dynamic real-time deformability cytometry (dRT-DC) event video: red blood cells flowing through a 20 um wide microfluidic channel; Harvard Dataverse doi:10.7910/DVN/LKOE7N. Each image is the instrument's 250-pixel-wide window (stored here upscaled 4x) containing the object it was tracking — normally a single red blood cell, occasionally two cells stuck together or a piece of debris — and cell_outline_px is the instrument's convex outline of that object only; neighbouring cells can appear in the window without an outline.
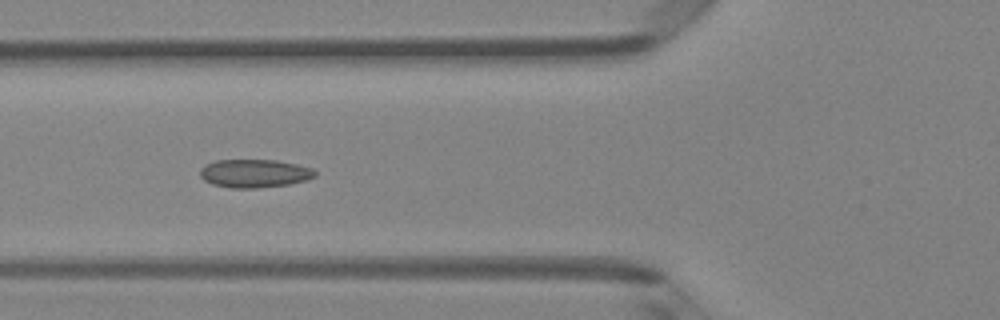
{"species": "Egyptian fruit bat (a non-hibernating species)", "species_latin": "Rousettus aegyptiacus", "temperature_condition": "room temperature", "stored_images_in_passage": 7, "camera_frame_rate_fps": 3000, "um_per_image_px": 0.085, "animal": {"sex": "female"}, "frame": {"image": 1, "passage_image": 6, "time_ms": 5.667, "image_size_px": [1000, 320], "cell_outline_px": [[316, 176], [308, 180], [288, 184], [256, 188], [228, 188], [212, 184], [204, 180], [200, 176], [200, 168], [204, 164], [216, 160], [276, 160], [296, 164], [312, 168], [316, 172]], "centroid_in_image_um": [21.61, 14.74], "position_along_channel_um": 104.2, "area_um2": 19.07}}
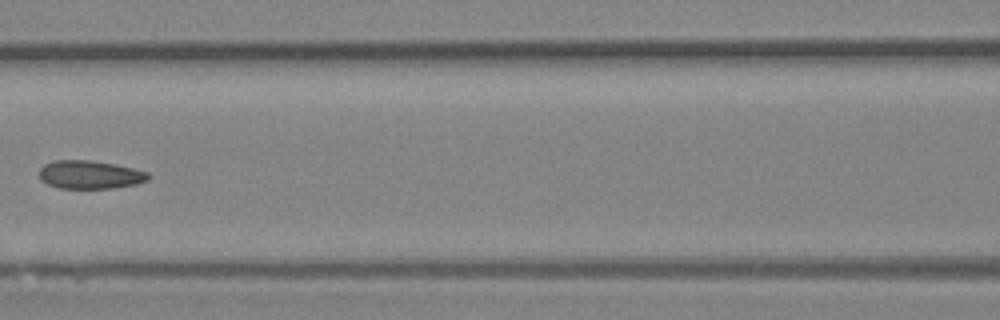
{"frame": {"image": 2, "passage_image": 7, "time_ms": 7.0, "image_size_px": [1000, 320], "cell_outline_px": [[152, 176], [148, 180], [136, 184], [112, 188], [60, 188], [48, 184], [40, 176], [40, 168], [44, 164], [56, 160], [88, 160], [116, 164], [148, 172]], "centroid_in_image_um": [7.69, 14.84], "position_along_channel_um": 158.9, "area_um2": 17.86}}